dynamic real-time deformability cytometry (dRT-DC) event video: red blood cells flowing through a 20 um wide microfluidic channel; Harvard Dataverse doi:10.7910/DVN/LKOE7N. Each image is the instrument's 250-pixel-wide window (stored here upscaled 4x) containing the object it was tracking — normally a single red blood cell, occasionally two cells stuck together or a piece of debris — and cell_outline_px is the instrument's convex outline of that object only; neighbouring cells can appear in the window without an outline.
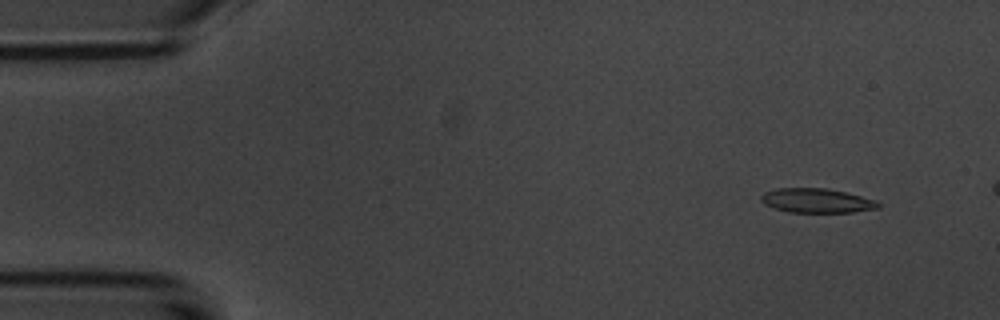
{"species": "common noctule bat (a hibernating species)", "species_latin": "Nyctalus noctula", "temperature_condition": "room temperature", "stored_images_in_passage": 5, "camera_frame_rate_fps": 3000, "um_per_image_px": 0.085, "animal": {"sex": "male", "body_mass_g": 20.1, "forearm_length_mm": 53.5}, "frame": {"image": 1, "passage_image": 2, "time_ms": 1.333, "image_size_px": [1000, 320], "cell_outline_px": [[880, 208], [852, 212], [788, 212], [764, 204], [760, 200], [760, 196], [764, 192], [776, 188], [828, 188], [876, 200], [880, 204]], "centroid_in_image_um": [69.4, 17.05], "position_along_channel_um": 15.6, "area_um2": 16.59}}